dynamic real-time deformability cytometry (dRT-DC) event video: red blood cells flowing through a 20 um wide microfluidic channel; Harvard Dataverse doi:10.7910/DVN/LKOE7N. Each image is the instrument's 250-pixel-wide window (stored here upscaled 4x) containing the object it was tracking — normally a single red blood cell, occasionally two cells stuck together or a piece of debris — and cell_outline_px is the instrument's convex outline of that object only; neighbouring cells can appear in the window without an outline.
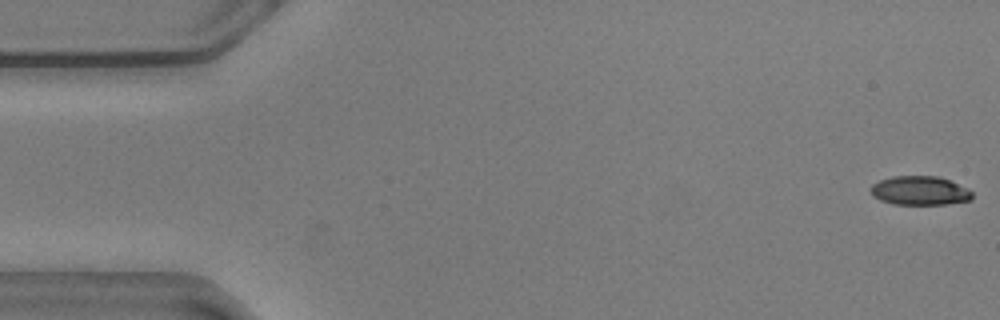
{"species": "common noctule bat (a hibernating species)", "species_latin": "Nyctalus noctula", "temperature_condition": "warm", "stored_images_in_passage": 56, "camera_frame_rate_fps": 3000, "um_per_image_px": 0.085, "animal": {"sex": "male", "body_mass_g": 20.5, "forearm_length_mm": 52.5}, "frame": {"image": 1, "passage_image": 1, "time_ms": 0.0, "image_size_px": [1000, 320], "cell_outline_px": [[972, 200], [948, 204], [892, 204], [880, 200], [872, 196], [868, 188], [872, 184], [880, 180], [892, 176], [936, 176], [948, 180], [968, 188], [972, 192]], "centroid_in_image_um": [78.15, 16.21], "position_along_channel_um": 6.9, "area_um2": 17.28}}
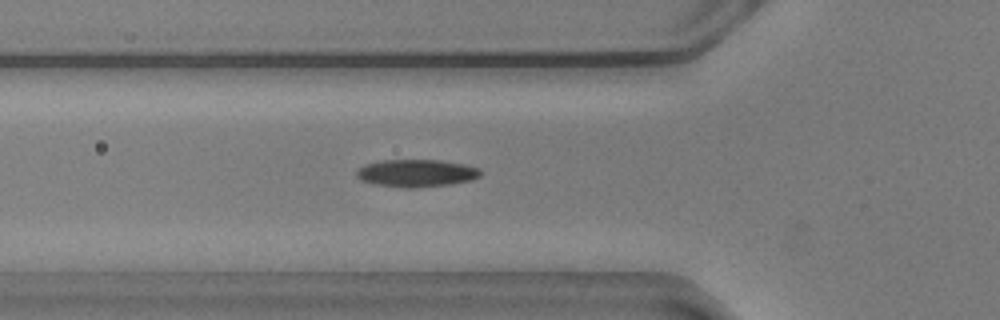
{"frame": {"image": 2, "passage_image": 19, "time_ms": 6.0, "image_size_px": [1000, 320], "cell_outline_px": [[480, 176], [472, 180], [452, 184], [420, 188], [404, 188], [372, 184], [360, 180], [356, 176], [356, 168], [364, 164], [380, 160], [440, 160], [464, 164], [480, 168]], "centroid_in_image_um": [35.35, 14.72], "position_along_channel_um": 90.4, "area_um2": 20.29}}
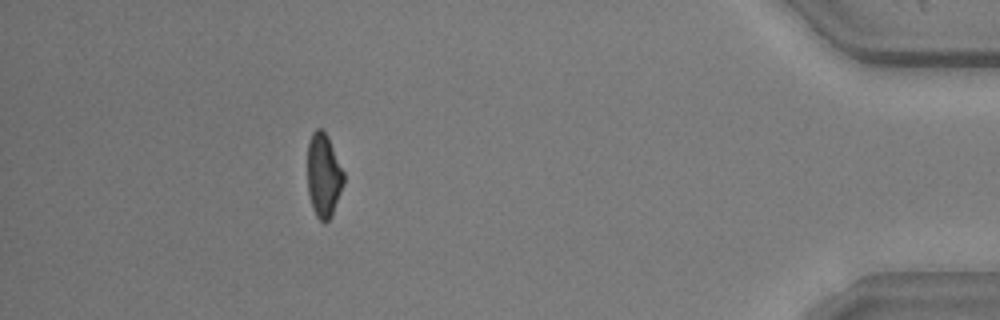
{"frame": {"image": 3, "passage_image": 50, "time_ms": 16.333, "image_size_px": [1000, 320], "cell_outline_px": [[344, 184], [332, 216], [324, 224], [316, 216], [312, 208], [308, 196], [308, 140], [312, 132], [316, 128], [320, 128], [328, 136], [344, 172]], "centroid_in_image_um": [27.5, 14.92], "position_along_channel_um": 407.7, "area_um2": 17.92}, "authors_computed_cell_mechanics": {"area_um2": 18.7272, "velocity_mm_per_s": 3.6157, "shape_relaxation_time_tau1_ms": 3.4415, "shape_relaxation_time_tau2_ms": 3.2247, "deformation_change_tau1": 0.1246, "deformation_change_tau2": 0.1029}}